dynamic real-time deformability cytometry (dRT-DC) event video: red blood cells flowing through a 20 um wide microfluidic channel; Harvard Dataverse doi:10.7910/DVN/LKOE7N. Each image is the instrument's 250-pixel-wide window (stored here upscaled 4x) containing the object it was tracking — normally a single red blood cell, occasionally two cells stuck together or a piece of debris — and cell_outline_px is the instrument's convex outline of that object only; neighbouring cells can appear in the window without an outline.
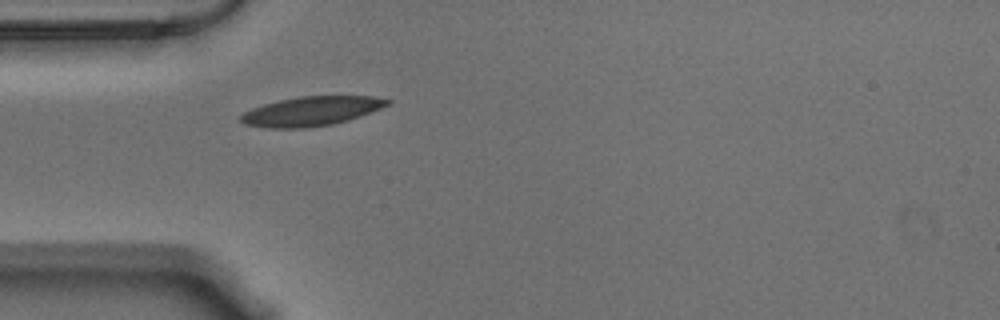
{"species": "Egyptian fruit bat (a non-hibernating species)", "species_latin": "Rousettus aegyptiacus", "temperature_condition": "warm", "stored_images_in_passage": 41, "camera_frame_rate_fps": 3000, "um_per_image_px": 0.085, "animal": {"sex": "male"}, "frame": {"image": 1, "passage_image": 1, "time_ms": 0.0, "image_size_px": [1000, 320], "cell_outline_px": [[392, 104], [372, 112], [348, 120], [332, 124], [304, 128], [268, 128], [248, 124], [240, 120], [240, 116], [244, 112], [252, 108], [264, 104], [280, 100], [300, 96], [372, 96], [392, 100]], "centroid_in_image_um": [26.52, 9.44], "position_along_channel_um": 58.5, "area_um2": 24.97}}
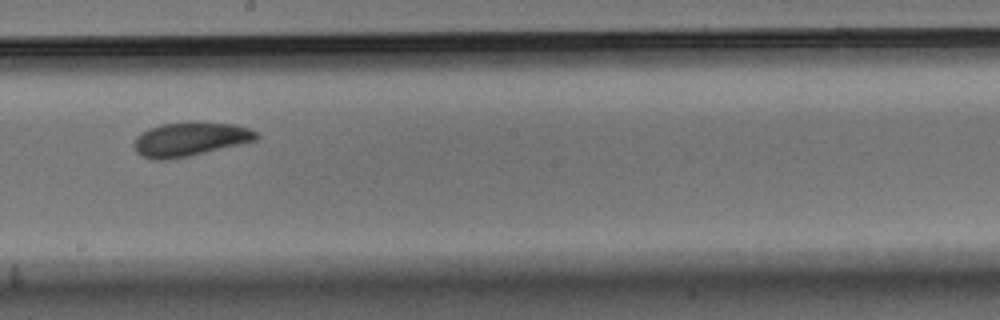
{"frame": {"image": 2, "passage_image": 16, "time_ms": 5.0, "image_size_px": [1000, 320], "cell_outline_px": [[260, 136], [256, 140], [188, 156], [168, 160], [152, 160], [136, 152], [132, 148], [132, 144], [136, 136], [140, 132], [148, 128], [160, 124], [188, 120], [232, 124], [248, 128], [256, 132]], "centroid_in_image_um": [16.07, 11.81], "position_along_channel_um": 232.1, "area_um2": 24.62}}
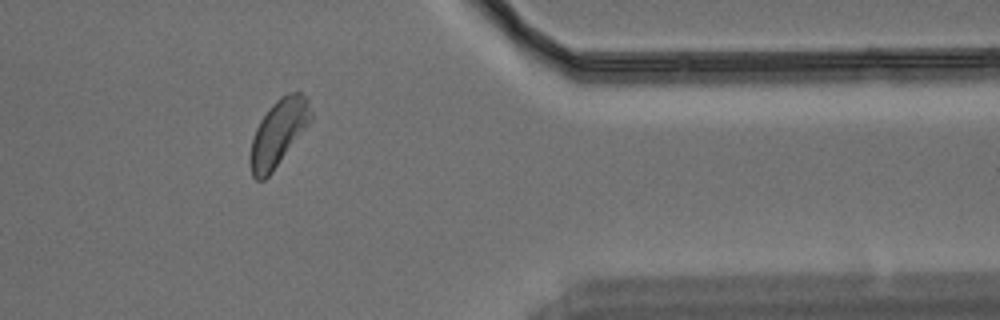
{"frame": {"image": 3, "passage_image": 31, "time_ms": 10.0, "image_size_px": [1000, 320], "cell_outline_px": [[312, 120], [272, 172], [264, 180], [256, 180], [252, 176], [248, 160], [252, 140], [256, 128], [260, 120], [268, 108], [280, 96], [288, 92], [300, 92], [308, 96], [312, 112]], "centroid_in_image_um": [23.67, 11.27], "position_along_channel_um": 387.7, "area_um2": 23.7}, "authors_computed_cell_mechanics": {"area_um2": 23.6402, "velocity_mm_per_s": 3.5085, "shape_relaxation_time_tau1_ms": 2.6903, "shape_relaxation_time_tau2_ms": null, "deformation_change_tau1": 0.096, "deformation_change_tau2": null}}